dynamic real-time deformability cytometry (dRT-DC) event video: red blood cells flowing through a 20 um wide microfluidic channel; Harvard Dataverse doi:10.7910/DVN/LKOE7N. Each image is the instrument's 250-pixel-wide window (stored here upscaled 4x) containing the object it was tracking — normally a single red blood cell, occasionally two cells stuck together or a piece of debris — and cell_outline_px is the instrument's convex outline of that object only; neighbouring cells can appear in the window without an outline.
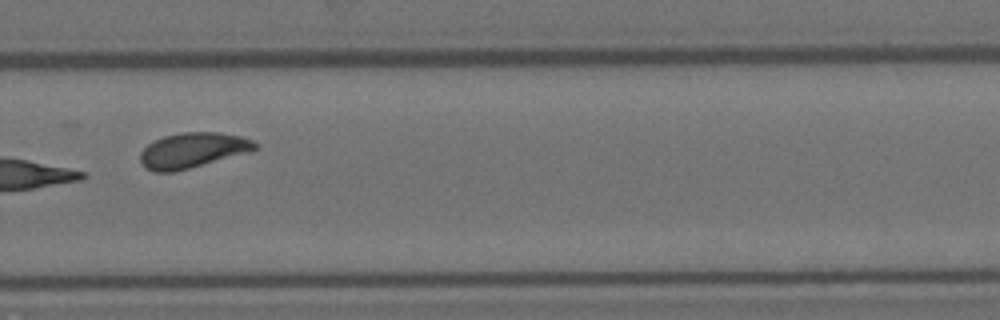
{"species": "Egyptian fruit bat (a non-hibernating species)", "species_latin": "Rousettus aegyptiacus", "temperature_condition": "room temperature", "stored_images_in_passage": 16, "camera_frame_rate_fps": 3000, "um_per_image_px": 0.085, "animal": {"sex": "female"}, "frame": {"image": 1, "passage_image": 11, "time_ms": 3.333, "image_size_px": [1000, 320], "cell_outline_px": [[256, 148], [248, 152], [188, 168], [172, 172], [152, 172], [144, 168], [140, 160], [140, 152], [148, 144], [164, 136], [184, 132], [220, 132], [240, 136], [252, 140], [256, 144]], "centroid_in_image_um": [16.32, 12.77], "position_along_channel_um": 313.5, "area_um2": 23.24}}